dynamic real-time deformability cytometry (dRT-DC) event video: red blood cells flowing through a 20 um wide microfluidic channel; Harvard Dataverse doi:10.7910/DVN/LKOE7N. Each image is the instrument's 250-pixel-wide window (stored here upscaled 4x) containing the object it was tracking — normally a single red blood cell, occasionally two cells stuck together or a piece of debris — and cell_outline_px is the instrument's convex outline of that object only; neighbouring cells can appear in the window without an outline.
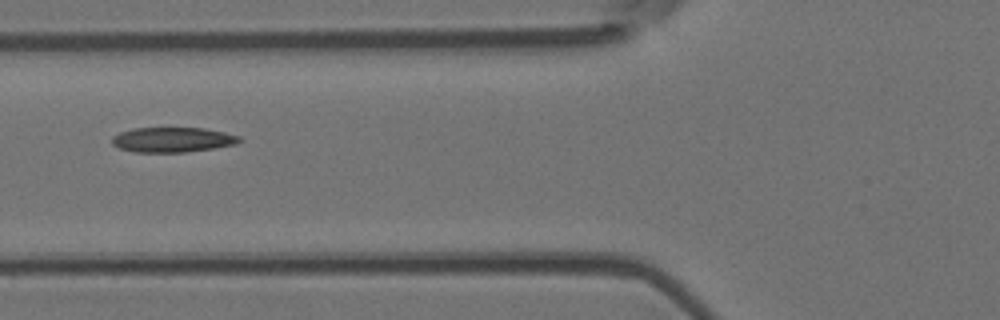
{"species": "Egyptian fruit bat (a non-hibernating species)", "species_latin": "Rousettus aegyptiacus", "temperature_condition": "room temperature", "stored_images_in_passage": 9, "camera_frame_rate_fps": 3000, "um_per_image_px": 0.085, "animal": {"sex": "female"}, "frame": {"image": 1, "passage_image": 6, "time_ms": 1.667, "image_size_px": [1000, 320], "cell_outline_px": [[244, 140], [236, 144], [212, 148], [184, 152], [136, 152], [120, 148], [112, 144], [112, 136], [120, 132], [132, 128], [204, 128], [224, 132], [240, 136]], "centroid_in_image_um": [14.68, 11.87], "position_along_channel_um": 111.1, "area_um2": 18.5}}
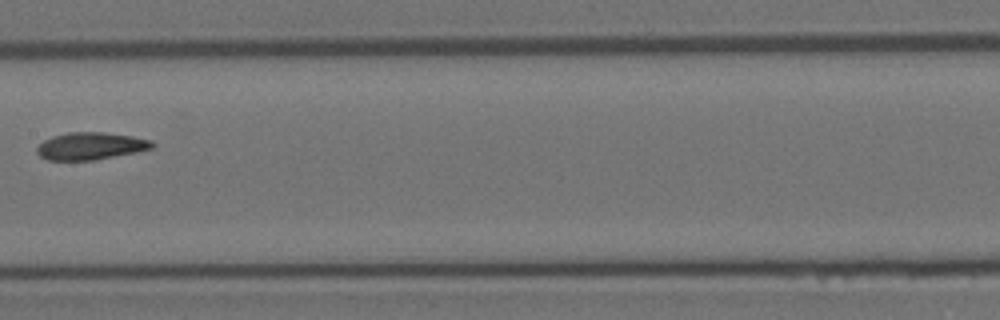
{"frame": {"image": 2, "passage_image": 8, "time_ms": 2.333, "image_size_px": [1000, 320], "cell_outline_px": [[156, 144], [152, 148], [136, 152], [92, 160], [48, 160], [40, 156], [36, 152], [36, 148], [44, 140], [52, 136], [68, 132], [104, 132], [132, 136], [152, 140]], "centroid_in_image_um": [7.7, 12.4], "position_along_channel_um": 199.7, "area_um2": 18.32}}
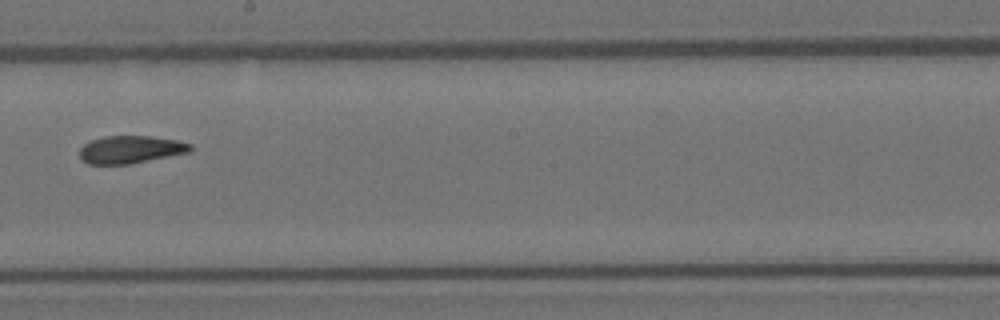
{"frame": {"image": 3, "passage_image": 9, "time_ms": 2.667, "image_size_px": [1000, 320], "cell_outline_px": [[192, 148], [188, 152], [128, 164], [88, 164], [80, 160], [80, 148], [84, 144], [92, 140], [104, 136], [148, 136], [176, 140], [192, 144]], "centroid_in_image_um": [11.05, 12.71], "position_along_channel_um": 237.2, "area_um2": 17.63}}